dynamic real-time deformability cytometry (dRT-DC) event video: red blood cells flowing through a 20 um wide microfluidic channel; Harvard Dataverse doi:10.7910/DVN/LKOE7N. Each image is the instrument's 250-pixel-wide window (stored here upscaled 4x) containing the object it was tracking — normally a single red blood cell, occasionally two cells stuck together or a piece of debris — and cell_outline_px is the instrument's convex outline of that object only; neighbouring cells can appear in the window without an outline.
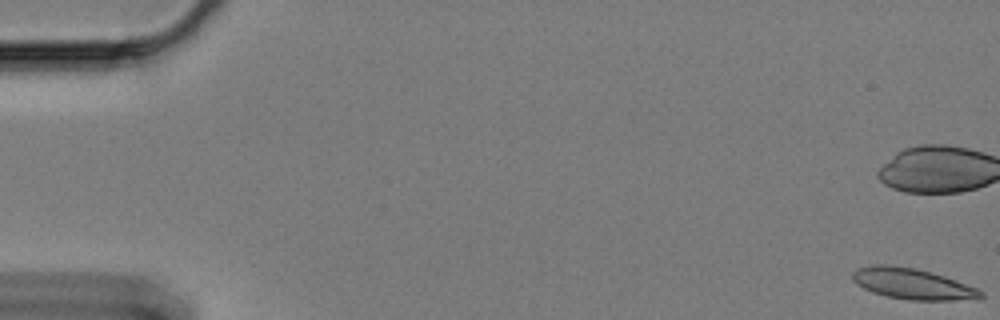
{"species": "Egyptian fruit bat (a non-hibernating species)", "species_latin": "Rousettus aegyptiacus", "temperature_condition": "cold", "stored_images_in_passage": 17, "camera_frame_rate_fps": 3000, "um_per_image_px": 0.085, "animal": {"sex": "female"}, "frame": {"image": 1, "passage_image": 1, "time_ms": 0.0, "image_size_px": [1000, 320], "cell_outline_px": [[984, 296], [976, 300], [908, 300], [888, 296], [872, 292], [856, 284], [852, 280], [852, 272], [856, 268], [872, 264], [884, 264], [912, 268], [944, 276], [956, 280], [976, 288], [984, 292]], "centroid_in_image_um": [77.55, 24.13], "position_along_channel_um": 7.5, "area_um2": 23.06}}